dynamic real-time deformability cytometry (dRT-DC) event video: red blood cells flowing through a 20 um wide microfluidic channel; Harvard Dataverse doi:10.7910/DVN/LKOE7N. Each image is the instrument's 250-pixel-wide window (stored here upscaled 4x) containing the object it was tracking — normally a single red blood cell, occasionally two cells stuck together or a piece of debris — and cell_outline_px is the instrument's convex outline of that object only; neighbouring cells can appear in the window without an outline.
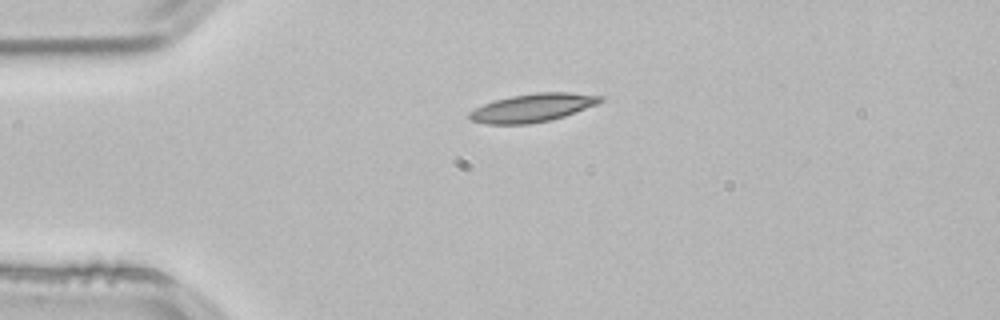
{"species": "common noctule bat (a hibernating species)", "species_latin": "Nyctalus noctula", "temperature_condition": "room temperature", "stored_images_in_passage": 42, "camera_frame_rate_fps": 3000, "um_per_image_px": 0.085, "animal": {"sex": "male", "body_mass_g": 21.5, "forearm_length_mm": 52.0}, "frame": {"image": 1, "passage_image": 1, "time_ms": 0.0, "image_size_px": [1000, 320], "cell_outline_px": [[604, 100], [596, 104], [564, 116], [548, 120], [528, 124], [484, 124], [472, 120], [468, 116], [468, 112], [492, 100], [512, 96], [536, 92], [568, 92], [604, 96]], "centroid_in_image_um": [45.25, 9.15], "position_along_channel_um": 39.8, "area_um2": 21.44}}
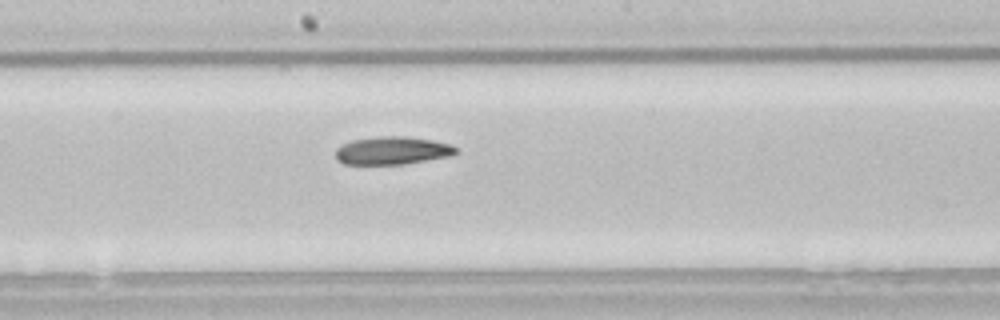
{"frame": {"image": 2, "passage_image": 17, "time_ms": 5.333, "image_size_px": [1000, 320], "cell_outline_px": [[456, 152], [448, 156], [400, 164], [344, 164], [336, 160], [336, 148], [340, 144], [352, 140], [380, 136], [408, 136], [432, 140], [452, 144], [456, 148]], "centroid_in_image_um": [33.28, 12.78], "position_along_channel_um": 214.9, "area_um2": 19.48}}
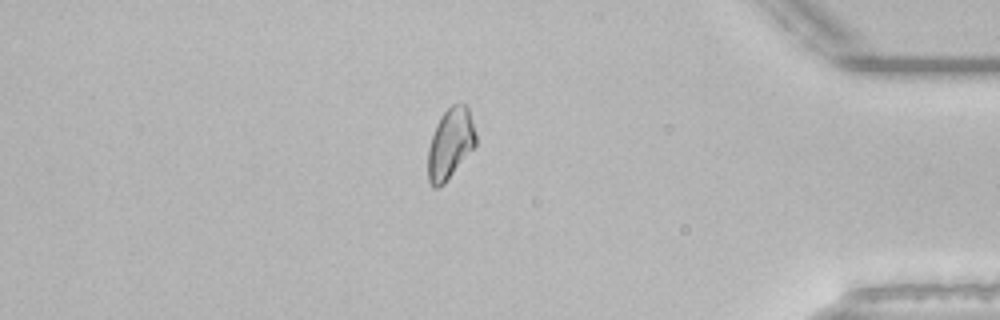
{"frame": {"image": 3, "passage_image": 34, "time_ms": 11.0, "image_size_px": [1000, 320], "cell_outline_px": [[476, 144], [444, 184], [436, 188], [432, 188], [428, 184], [428, 148], [436, 124], [440, 116], [452, 104], [464, 104], [468, 108], [476, 136]], "centroid_in_image_um": [38.24, 12.23], "position_along_channel_um": 397.0, "area_um2": 19.48}}